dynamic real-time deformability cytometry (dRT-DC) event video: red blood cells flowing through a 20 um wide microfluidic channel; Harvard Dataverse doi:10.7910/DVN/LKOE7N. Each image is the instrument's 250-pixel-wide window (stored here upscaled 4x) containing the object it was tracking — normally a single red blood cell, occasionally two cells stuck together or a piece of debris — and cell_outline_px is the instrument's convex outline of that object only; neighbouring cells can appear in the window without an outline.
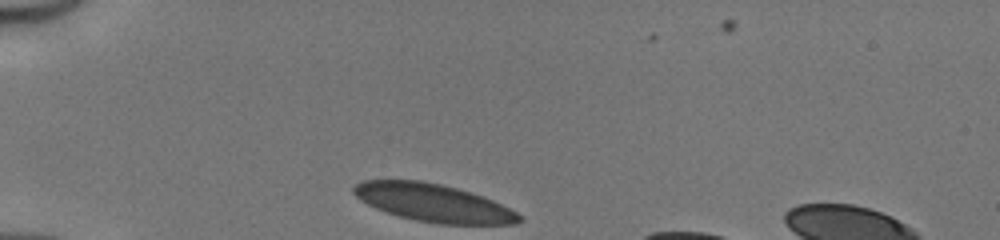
{"species": "human", "species_latin": "Homo sapiens", "temperature_condition": "cold", "stored_images_in_passage": 29, "camera_frame_rate_fps": 3000, "um_per_image_px": 0.085, "donor": {"sex": "male"}, "frame": {"image": 1, "passage_image": 1, "time_ms": 0.0, "image_size_px": [1000, 240], "cell_outline_px": [[524, 220], [516, 224], [440, 224], [416, 220], [400, 216], [376, 208], [360, 200], [352, 192], [352, 188], [360, 180], [420, 180], [440, 184], [456, 188], [484, 196], [516, 212]], "centroid_in_image_um": [36.82, 17.23], "position_along_channel_um": 48.2, "area_um2": 36.24}}
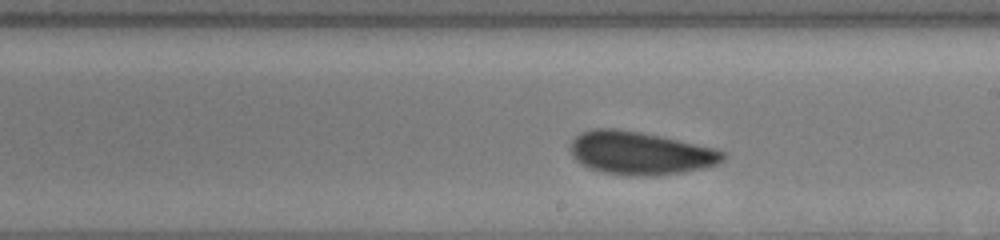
{"frame": {"image": 2, "passage_image": 17, "time_ms": 5.333, "image_size_px": [1000, 240], "cell_outline_px": [[728, 156], [724, 160], [716, 164], [684, 172], [652, 176], [632, 176], [604, 172], [588, 168], [576, 160], [572, 156], [568, 148], [572, 140], [580, 132], [596, 128], [616, 128], [640, 132], [660, 136], [716, 148], [724, 152]], "centroid_in_image_um": [54.39, 13.01], "position_along_channel_um": 234.6, "area_um2": 38.44}}
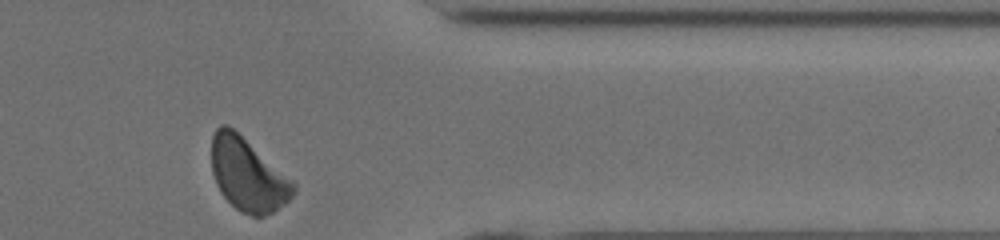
{"frame": {"image": 3, "passage_image": 29, "time_ms": 9.333, "image_size_px": [1000, 240], "cell_outline_px": [[296, 192], [284, 204], [272, 212], [264, 216], [252, 216], [240, 212], [220, 192], [216, 184], [212, 172], [212, 136], [216, 128], [220, 124], [228, 124], [292, 180], [296, 184]], "centroid_in_image_um": [21.05, 14.85], "position_along_channel_um": 390.4, "area_um2": 34.45}, "authors_computed_cell_mechanics": {"area_um2": 37.3966, "velocity_mm_per_s": 4.1064, "shape_relaxation_time_tau1_ms": 2.4142, "shape_relaxation_time_tau2_ms": 0.6926, "deformation_change_tau1": 0.0769, "deformation_change_tau2": 0.0676}}